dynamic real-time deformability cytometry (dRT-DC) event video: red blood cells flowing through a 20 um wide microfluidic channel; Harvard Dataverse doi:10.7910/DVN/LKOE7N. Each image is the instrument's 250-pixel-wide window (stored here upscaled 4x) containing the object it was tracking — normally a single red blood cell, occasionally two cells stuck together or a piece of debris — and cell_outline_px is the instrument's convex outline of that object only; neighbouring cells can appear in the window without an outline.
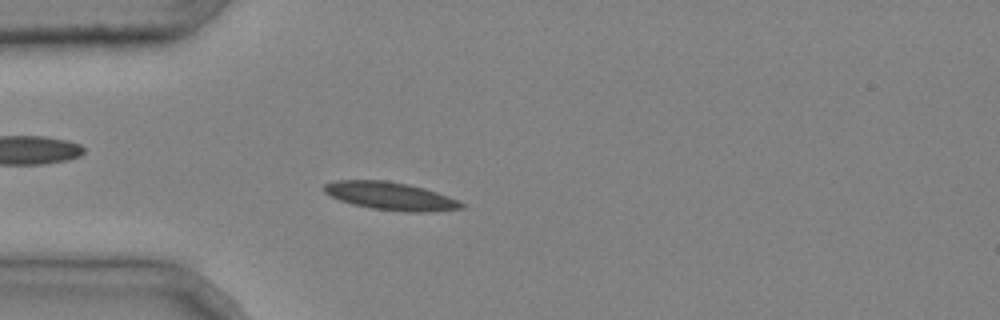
{"species": "common noctule bat (a hibernating species)", "species_latin": "Nyctalus noctula", "temperature_condition": "cold", "stored_images_in_passage": 2, "camera_frame_rate_fps": 3000, "um_per_image_px": 0.085, "animal": {"sex": "male", "body_mass_g": 20.4}, "frame": {"image": 1, "passage_image": 2, "time_ms": 0.333, "image_size_px": [1000, 320], "cell_outline_px": [[468, 208], [432, 212], [408, 212], [372, 208], [352, 204], [340, 200], [324, 192], [324, 184], [336, 180], [388, 180], [408, 184], [424, 188], [448, 196], [468, 204]], "centroid_in_image_um": [33.27, 16.67], "position_along_channel_um": 51.7, "area_um2": 22.54}}